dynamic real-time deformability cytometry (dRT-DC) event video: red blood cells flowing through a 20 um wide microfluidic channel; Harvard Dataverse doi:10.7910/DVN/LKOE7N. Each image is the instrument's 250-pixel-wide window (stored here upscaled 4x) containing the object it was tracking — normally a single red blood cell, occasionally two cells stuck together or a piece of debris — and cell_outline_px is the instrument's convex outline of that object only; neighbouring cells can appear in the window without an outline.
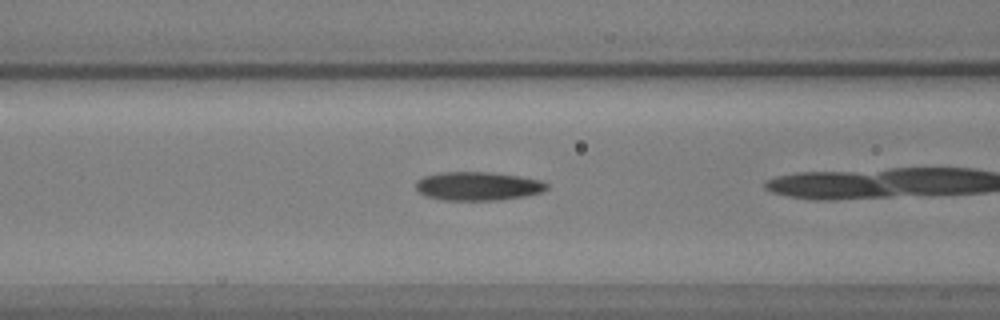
{"species": "common noctule bat (a hibernating species)", "species_latin": "Nyctalus noctula", "temperature_condition": "warm", "stored_images_in_passage": 43, "camera_frame_rate_fps": 3000, "um_per_image_px": 0.085, "animal": {"sex": "male", "body_mass_g": 17.9, "forearm_length_mm": 54.2}, "frame": {"image": 1, "passage_image": 13, "time_ms": 4.0, "image_size_px": [1000, 320], "cell_outline_px": [[548, 188], [544, 192], [524, 196], [500, 200], [440, 200], [424, 196], [416, 188], [416, 180], [424, 176], [440, 172], [492, 172], [520, 176], [540, 180], [548, 184]], "centroid_in_image_um": [40.62, 15.82], "position_along_channel_um": 126.0, "area_um2": 22.08}}
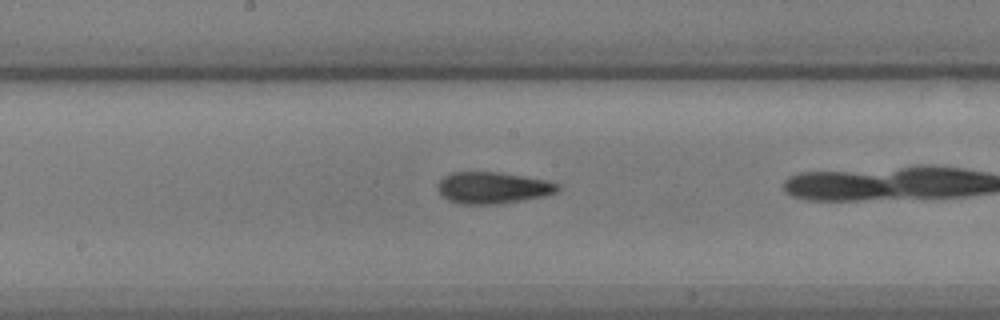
{"frame": {"image": 2, "passage_image": 20, "time_ms": 6.333, "image_size_px": [1000, 320], "cell_outline_px": [[560, 188], [556, 192], [544, 196], [496, 204], [460, 204], [448, 200], [440, 196], [436, 188], [440, 180], [444, 176], [452, 172], [500, 172], [548, 180], [560, 184]], "centroid_in_image_um": [41.86, 15.95], "position_along_channel_um": 206.3, "area_um2": 22.25}}
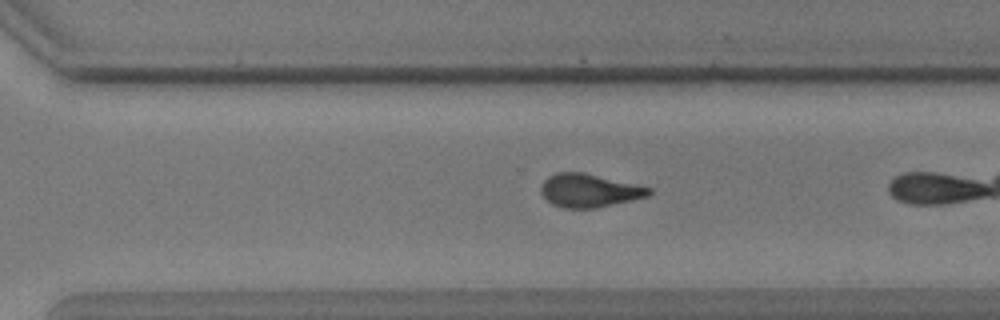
{"frame": {"image": 3, "passage_image": 30, "time_ms": 9.667, "image_size_px": [1000, 320], "cell_outline_px": [[652, 192], [648, 196], [632, 200], [596, 208], [564, 208], [552, 204], [540, 192], [540, 188], [544, 180], [548, 176], [556, 172], [584, 172], [652, 188]], "centroid_in_image_um": [50.07, 16.19], "position_along_channel_um": 320.5, "area_um2": 20.92}}